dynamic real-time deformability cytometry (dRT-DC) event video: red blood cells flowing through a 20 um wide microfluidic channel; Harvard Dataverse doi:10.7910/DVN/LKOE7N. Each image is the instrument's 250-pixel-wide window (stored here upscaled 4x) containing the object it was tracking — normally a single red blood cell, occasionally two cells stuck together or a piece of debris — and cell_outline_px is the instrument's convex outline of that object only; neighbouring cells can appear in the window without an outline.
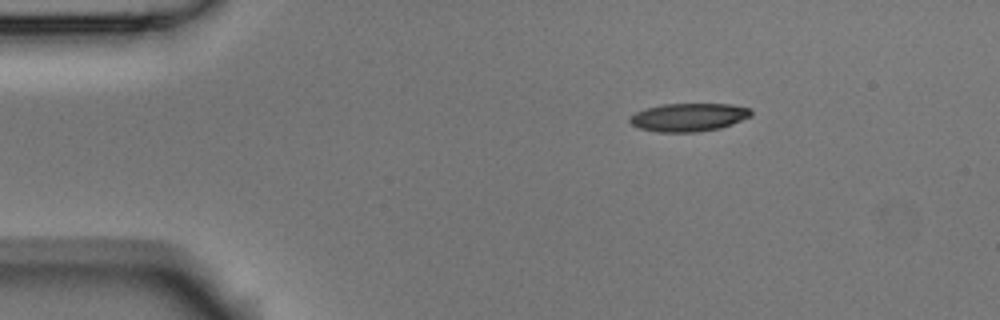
{"species": "Egyptian fruit bat (a non-hibernating species)", "species_latin": "Rousettus aegyptiacus", "temperature_condition": "room temperature", "stored_images_in_passage": 4, "segment_of_instrument_passage": [1, 2], "camera_frame_rate_fps": 3000, "um_per_image_px": 0.085, "animal": {"sex": "male"}, "frame": {"image": 1, "passage_image": 1, "time_ms": 0.0, "image_size_px": [1000, 320], "cell_outline_px": [[752, 116], [732, 124], [720, 128], [696, 132], [656, 132], [640, 128], [632, 124], [628, 120], [636, 112], [644, 108], [664, 104], [732, 104], [748, 108], [752, 112]], "centroid_in_image_um": [58.54, 9.97], "position_along_channel_um": 26.5, "area_um2": 19.88}}